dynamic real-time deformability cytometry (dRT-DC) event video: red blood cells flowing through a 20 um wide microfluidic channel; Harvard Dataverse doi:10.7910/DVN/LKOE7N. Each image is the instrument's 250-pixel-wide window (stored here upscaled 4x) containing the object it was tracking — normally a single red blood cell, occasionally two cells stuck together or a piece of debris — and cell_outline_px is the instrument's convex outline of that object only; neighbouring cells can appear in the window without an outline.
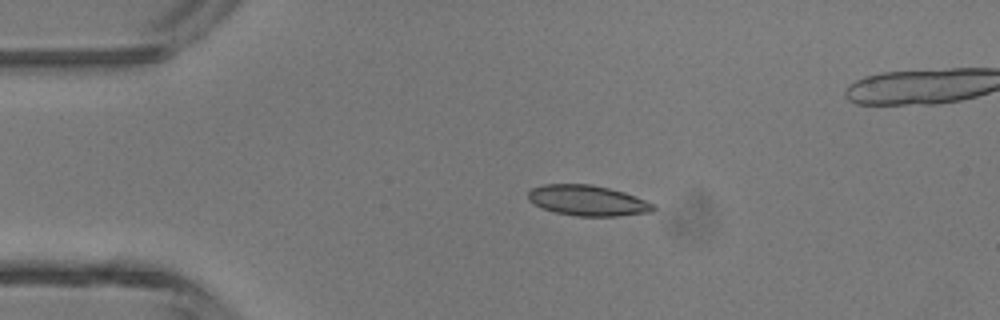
{"species": "common noctule bat (a hibernating species)", "species_latin": "Nyctalus noctula", "temperature_condition": "room temperature", "stored_images_in_passage": 3, "camera_frame_rate_fps": 3000, "um_per_image_px": 0.085, "animal": {"sex": "male", "body_mass_g": 13.3}, "frame": {"image": 1, "passage_image": 1, "time_ms": 0.0, "image_size_px": [1000, 320], "cell_outline_px": [[656, 208], [652, 212], [616, 216], [576, 216], [556, 212], [544, 208], [528, 200], [528, 192], [532, 188], [544, 184], [592, 184], [624, 192], [656, 204]], "centroid_in_image_um": [49.98, 17.04], "position_along_channel_um": 35.0, "area_um2": 22.2}}